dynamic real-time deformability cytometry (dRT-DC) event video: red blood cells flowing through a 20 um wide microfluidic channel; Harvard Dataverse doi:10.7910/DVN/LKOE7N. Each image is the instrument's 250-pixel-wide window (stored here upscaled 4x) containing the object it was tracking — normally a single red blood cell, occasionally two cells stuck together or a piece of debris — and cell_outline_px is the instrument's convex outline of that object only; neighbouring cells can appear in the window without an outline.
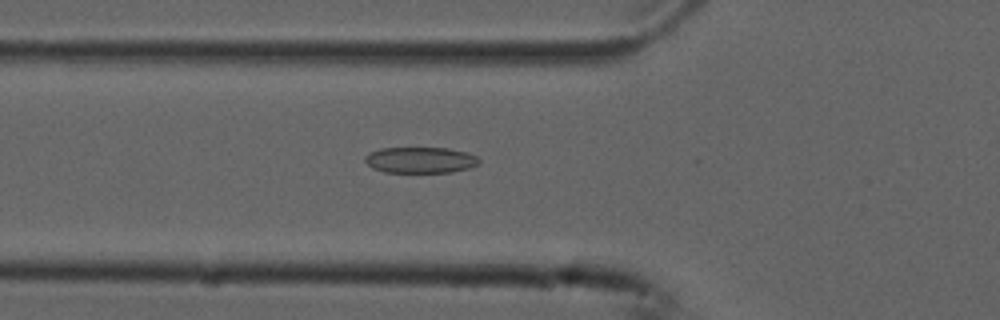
{"species": "common noctule bat (a hibernating species)", "species_latin": "Nyctalus noctula", "temperature_condition": "cold", "stored_images_in_passage": 45, "camera_frame_rate_fps": 3000, "um_per_image_px": 0.085, "animal": {"sex": "male", "forearm_length_mm": 52.5}, "frame": {"image": 1, "passage_image": 10, "time_ms": 3.0, "image_size_px": [1000, 320], "cell_outline_px": [[480, 164], [468, 168], [452, 172], [384, 172], [372, 168], [364, 160], [364, 156], [368, 152], [380, 148], [448, 148], [464, 152], [476, 156], [480, 160]], "centroid_in_image_um": [35.7, 13.6], "position_along_channel_um": 90.1, "area_um2": 17.34}}
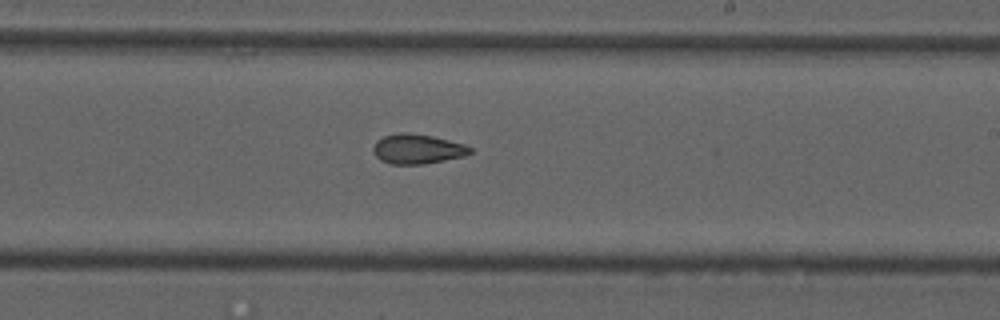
{"frame": {"image": 2, "passage_image": 23, "time_ms": 7.333, "image_size_px": [1000, 320], "cell_outline_px": [[472, 152], [464, 156], [424, 164], [392, 164], [380, 160], [372, 152], [372, 148], [376, 140], [384, 136], [400, 132], [408, 132], [432, 136], [464, 144], [472, 148]], "centroid_in_image_um": [35.45, 12.66], "position_along_channel_um": 253.6, "area_um2": 16.82}}
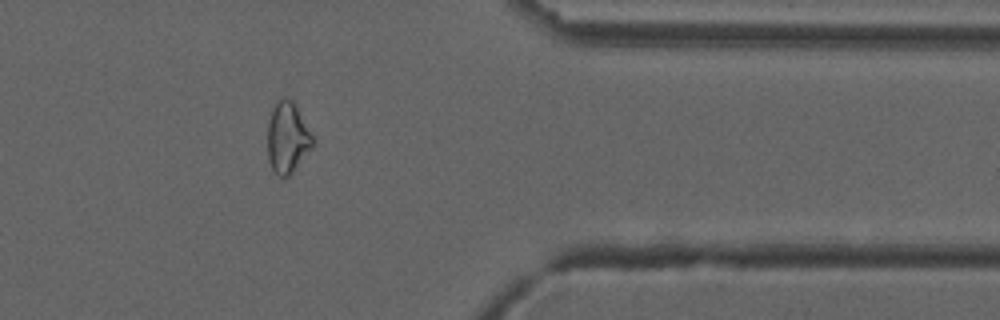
{"frame": {"image": 3, "passage_image": 35, "time_ms": 11.333, "image_size_px": [1000, 320], "cell_outline_px": [[316, 140], [292, 172], [284, 180], [272, 168], [268, 160], [268, 120], [276, 104], [284, 96], [292, 100], [296, 104]], "centroid_in_image_um": [24.45, 11.69], "position_along_channel_um": 387.0, "area_um2": 18.55}, "authors_computed_cell_mechanics": {"area_um2": 18.0336, "velocity_mm_per_s": 3.7662, "shape_relaxation_time_tau1_ms": null, "shape_relaxation_time_tau2_ms": 3.2592, "deformation_change_tau1": null, "deformation_change_tau2": 0.0937}}